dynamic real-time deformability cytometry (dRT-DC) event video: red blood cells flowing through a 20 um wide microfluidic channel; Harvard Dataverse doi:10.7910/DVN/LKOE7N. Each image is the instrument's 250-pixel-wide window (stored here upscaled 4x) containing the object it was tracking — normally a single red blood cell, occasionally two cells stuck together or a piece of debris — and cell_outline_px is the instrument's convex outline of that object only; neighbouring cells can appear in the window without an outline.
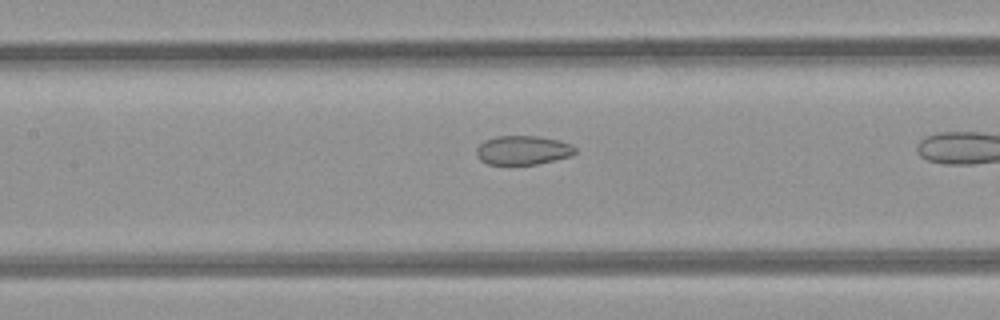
{"species": "common noctule bat (a hibernating species)", "species_latin": "Nyctalus noctula", "temperature_condition": "room temperature", "stored_images_in_passage": 14, "camera_frame_rate_fps": 3000, "um_per_image_px": 0.085, "animal": {"sex": "female", "body_mass_g": 21.9}, "frame": {"image": 1, "passage_image": 12, "time_ms": 3.667, "image_size_px": [1000, 320], "cell_outline_px": [[576, 152], [568, 156], [536, 164], [488, 164], [480, 160], [476, 156], [476, 148], [484, 140], [496, 136], [536, 136], [560, 140], [572, 144], [576, 148]], "centroid_in_image_um": [44.41, 12.75], "position_along_channel_um": 163.0, "area_um2": 16.65}}